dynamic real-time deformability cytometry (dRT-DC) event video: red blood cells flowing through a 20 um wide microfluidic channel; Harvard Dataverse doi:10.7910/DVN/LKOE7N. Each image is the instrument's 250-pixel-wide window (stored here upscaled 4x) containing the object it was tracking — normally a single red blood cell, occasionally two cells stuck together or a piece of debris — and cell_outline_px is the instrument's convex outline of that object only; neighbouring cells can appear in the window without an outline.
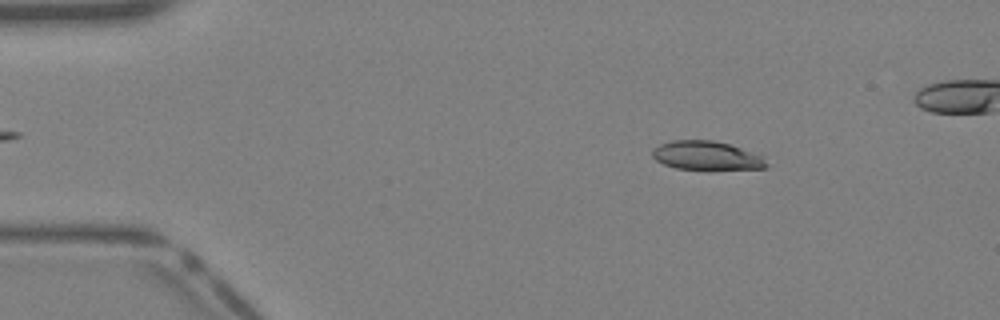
{"species": "Egyptian fruit bat (a non-hibernating species)", "species_latin": "Rousettus aegyptiacus", "temperature_condition": "warm", "stored_images_in_passage": 20, "camera_frame_rate_fps": 3000, "um_per_image_px": 0.085, "animal": {"sex": "female"}, "frame": {"image": 1, "passage_image": 4, "time_ms": 1.0, "image_size_px": [1000, 320], "cell_outline_px": [[768, 168], [676, 168], [664, 164], [656, 160], [652, 156], [652, 148], [660, 144], [672, 140], [712, 140], [732, 144], [764, 156], [768, 164]], "centroid_in_image_um": [60.06, 13.19], "position_along_channel_um": 24.9, "area_um2": 18.96}}
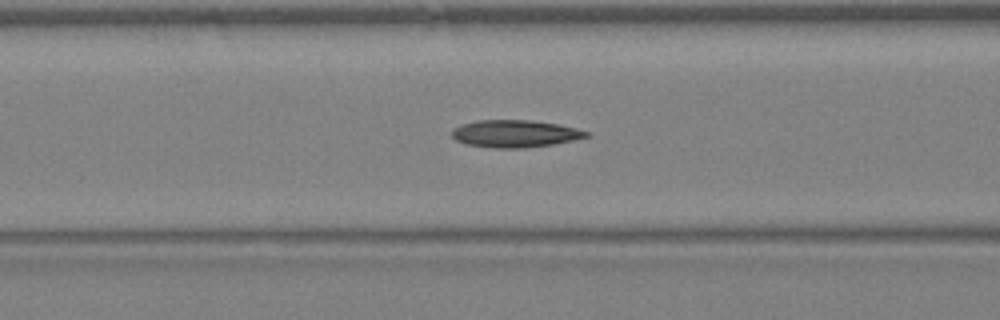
{"frame": {"image": 2, "passage_image": 14, "time_ms": 4.333, "image_size_px": [1000, 320], "cell_outline_px": [[588, 136], [572, 140], [552, 144], [524, 148], [492, 148], [464, 144], [456, 140], [452, 136], [452, 132], [456, 128], [464, 124], [480, 120], [528, 120], [556, 124], [576, 128], [588, 132]], "centroid_in_image_um": [43.75, 11.37], "position_along_channel_um": 122.9, "area_um2": 21.04}}
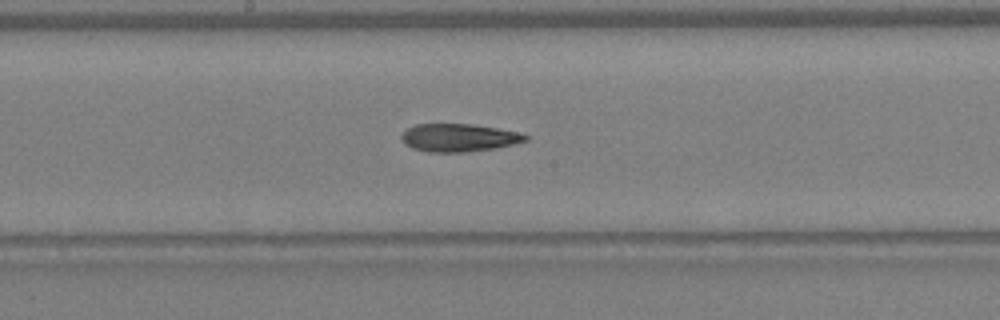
{"frame": {"image": 3, "passage_image": 19, "time_ms": 6.0, "image_size_px": [1000, 320], "cell_outline_px": [[528, 140], [496, 148], [464, 152], [428, 152], [412, 148], [404, 144], [400, 136], [408, 128], [416, 124], [472, 124], [520, 132], [528, 136]], "centroid_in_image_um": [38.98, 11.7], "position_along_channel_um": 209.2, "area_um2": 20.11}}